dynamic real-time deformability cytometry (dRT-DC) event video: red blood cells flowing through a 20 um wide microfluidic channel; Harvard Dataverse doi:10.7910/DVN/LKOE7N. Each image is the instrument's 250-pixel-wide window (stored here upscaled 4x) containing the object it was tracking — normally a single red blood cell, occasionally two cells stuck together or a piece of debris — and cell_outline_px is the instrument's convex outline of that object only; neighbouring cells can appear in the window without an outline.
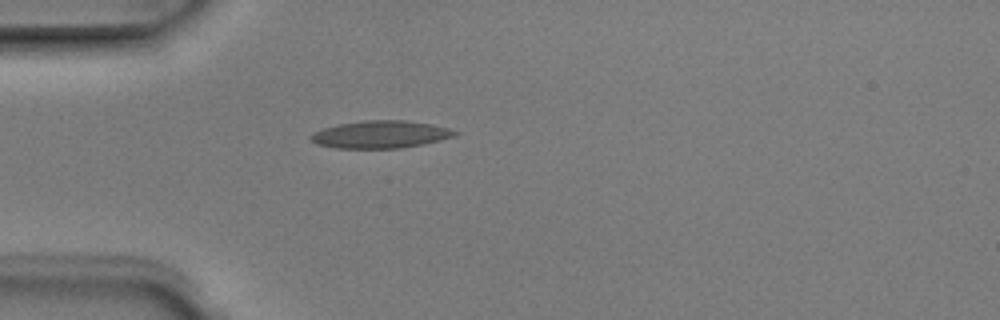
{"species": "Egyptian fruit bat (a non-hibernating species)", "species_latin": "Rousettus aegyptiacus", "temperature_condition": "room temperature", "stored_images_in_passage": 1, "camera_frame_rate_fps": 3000, "um_per_image_px": 0.085, "animal": {"sex": "male"}, "frame": {"image": 1, "passage_image": 1, "time_ms": 0.0, "image_size_px": [1000, 320], "cell_outline_px": [[460, 132], [452, 136], [440, 140], [424, 144], [400, 148], [336, 148], [316, 144], [308, 136], [312, 132], [336, 124], [364, 120], [404, 120], [432, 124], [448, 128]], "centroid_in_image_um": [32.31, 11.42], "position_along_channel_um": 52.7, "area_um2": 23.12}}